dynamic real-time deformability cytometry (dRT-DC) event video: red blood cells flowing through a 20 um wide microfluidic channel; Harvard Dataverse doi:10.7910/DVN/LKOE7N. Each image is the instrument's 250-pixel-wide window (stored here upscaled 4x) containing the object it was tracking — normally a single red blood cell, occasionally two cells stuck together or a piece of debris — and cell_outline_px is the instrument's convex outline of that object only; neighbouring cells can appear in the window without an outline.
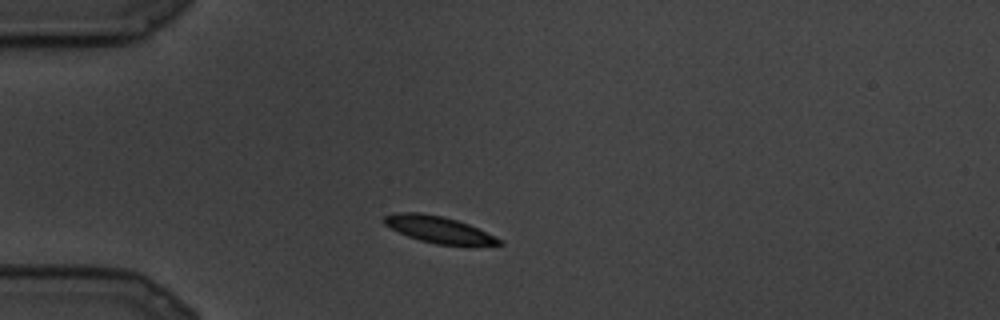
{"species": "common noctule bat (a hibernating species)", "species_latin": "Nyctalus noctula", "temperature_condition": "cold", "stored_images_in_passage": 8, "camera_frame_rate_fps": 3000, "um_per_image_px": 0.085, "animal": {"sex": "male", "body_mass_g": 19.5, "forearm_length_mm": 54.6}, "frame": {"image": 1, "passage_image": 4, "time_ms": 1.0, "image_size_px": [1000, 320], "cell_outline_px": [[504, 244], [436, 244], [420, 240], [408, 236], [384, 224], [380, 220], [384, 216], [396, 212], [420, 212], [440, 216], [456, 220], [468, 224], [504, 240]], "centroid_in_image_um": [37.24, 19.49], "position_along_channel_um": 47.8, "area_um2": 17.46}}
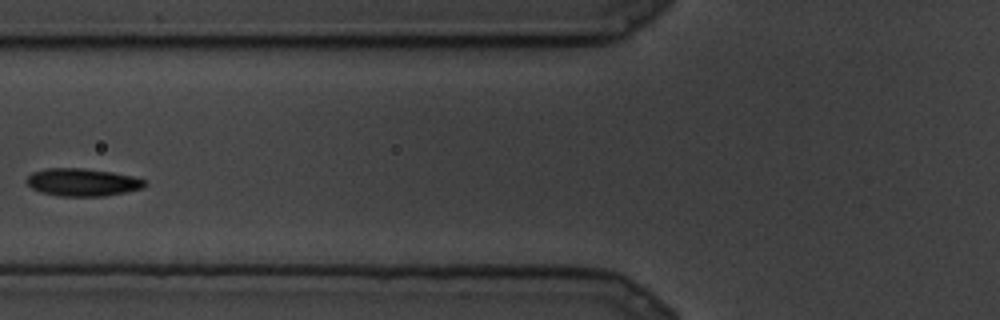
{"frame": {"image": 2, "passage_image": 7, "time_ms": 2.0, "image_size_px": [1000, 320], "cell_outline_px": [[148, 184], [140, 188], [124, 192], [104, 196], [60, 196], [40, 192], [32, 188], [24, 180], [32, 172], [44, 168], [84, 168], [112, 172], [132, 176], [148, 180]], "centroid_in_image_um": [6.99, 15.48], "position_along_channel_um": 118.8, "area_um2": 19.13}}